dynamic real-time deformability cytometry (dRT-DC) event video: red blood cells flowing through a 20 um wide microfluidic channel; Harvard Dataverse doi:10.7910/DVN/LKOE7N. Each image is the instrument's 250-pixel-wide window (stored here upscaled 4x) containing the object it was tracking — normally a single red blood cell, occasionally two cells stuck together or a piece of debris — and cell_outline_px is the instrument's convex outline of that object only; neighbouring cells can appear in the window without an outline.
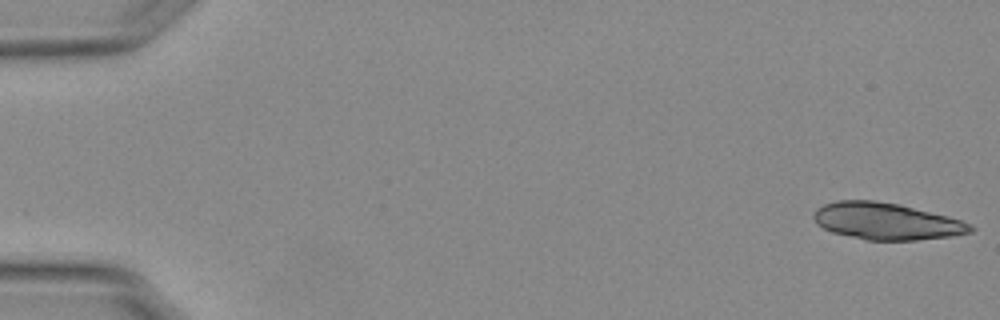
{"species": "Egyptian fruit bat (a non-hibernating species)", "species_latin": "Rousettus aegyptiacus", "temperature_condition": "warm", "stored_images_in_passage": 54, "camera_frame_rate_fps": 3000, "um_per_image_px": 0.085, "animal": {"sex": "female"}, "frame": {"image": 1, "passage_image": 1, "time_ms": 0.0, "image_size_px": [1000, 320], "cell_outline_px": [[976, 228], [972, 232], [952, 236], [916, 240], [868, 240], [832, 232], [816, 224], [812, 216], [816, 208], [824, 204], [836, 200], [876, 200], [900, 204], [948, 216], [972, 224]], "centroid_in_image_um": [75.34, 18.8], "position_along_channel_um": 9.7, "area_um2": 33.81}}
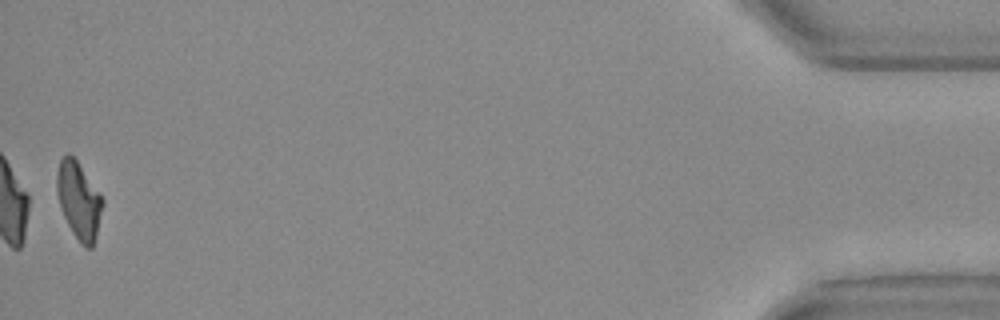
{"frame": {"image": 2, "passage_image": 54, "time_ms": 17.667, "image_size_px": [1000, 320], "cell_outline_px": [[104, 204], [96, 236], [92, 248], [84, 248], [80, 244], [72, 232], [60, 208], [56, 192], [56, 172], [60, 160], [68, 152], [76, 160], [100, 192], [104, 200]], "centroid_in_image_um": [6.7, 17.05], "position_along_channel_um": 428.5, "area_um2": 20.75}, "authors_computed_cell_mechanics": {"area_um2": 21.2993, "velocity_mm_per_s": 3.7953, "shape_relaxation_time_tau1_ms": null, "shape_relaxation_time_tau2_ms": 3.7171, "deformation_change_tau1": null, "deformation_change_tau2": 0.1331}}